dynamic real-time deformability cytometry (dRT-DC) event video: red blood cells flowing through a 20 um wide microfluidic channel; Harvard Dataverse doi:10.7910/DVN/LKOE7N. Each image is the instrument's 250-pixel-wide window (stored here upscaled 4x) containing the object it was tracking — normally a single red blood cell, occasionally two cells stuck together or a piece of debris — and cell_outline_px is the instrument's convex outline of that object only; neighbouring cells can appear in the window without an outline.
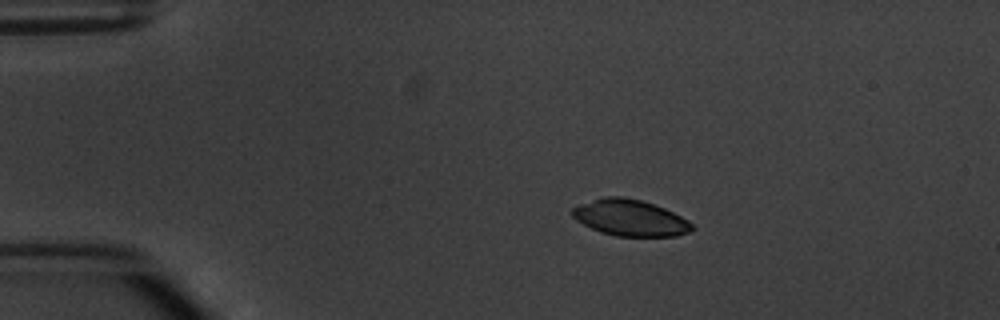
{"species": "common noctule bat (a hibernating species)", "species_latin": "Nyctalus noctula", "temperature_condition": "warm", "stored_images_in_passage": 9, "camera_frame_rate_fps": 3000, "um_per_image_px": 0.085, "animal": {"sex": "male", "body_mass_g": 20.1, "forearm_length_mm": 53.5}, "frame": {"image": 1, "passage_image": 2, "time_ms": 1.333, "image_size_px": [1000, 320], "cell_outline_px": [[696, 228], [688, 232], [676, 236], [616, 236], [600, 232], [576, 220], [568, 212], [572, 208], [580, 204], [604, 196], [624, 196], [640, 200], [664, 208], [688, 220]], "centroid_in_image_um": [53.53, 18.51], "position_along_channel_um": 31.5, "area_um2": 25.32}}
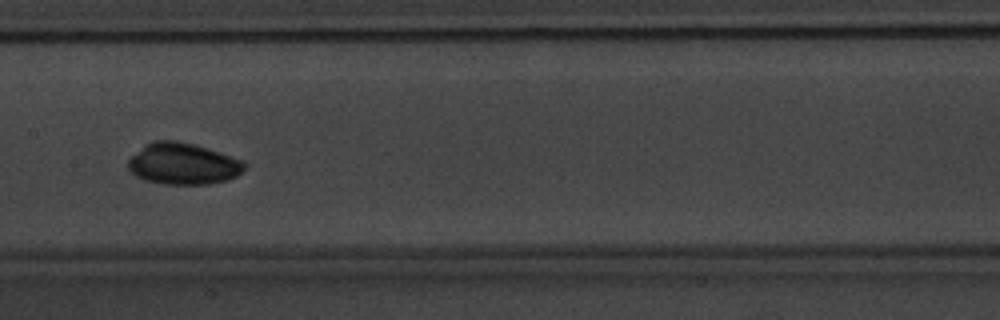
{"frame": {"image": 2, "passage_image": 7, "time_ms": 7.0, "image_size_px": [1000, 320], "cell_outline_px": [[248, 164], [236, 176], [228, 180], [208, 184], [164, 184], [144, 180], [136, 176], [128, 168], [128, 160], [132, 156], [148, 144], [156, 140], [176, 140], [208, 148], [244, 160]], "centroid_in_image_um": [15.6, 13.93], "position_along_channel_um": 191.8, "area_um2": 27.98}}
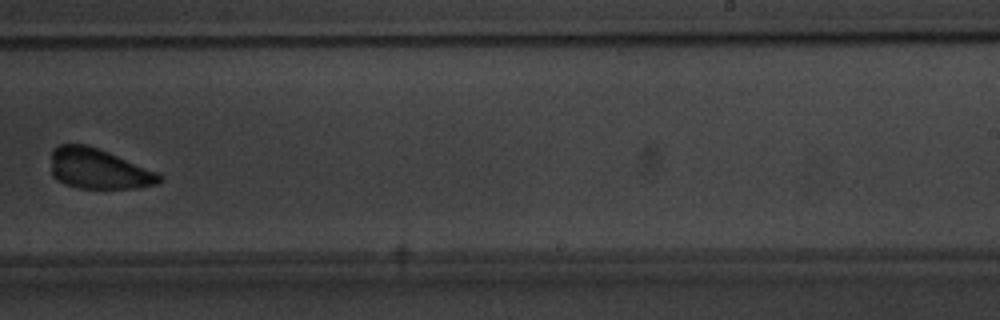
{"frame": {"image": 3, "passage_image": 9, "time_ms": 9.333, "image_size_px": [1000, 320], "cell_outline_px": [[164, 180], [156, 184], [136, 188], [80, 188], [64, 184], [56, 180], [52, 176], [52, 148], [60, 144], [84, 144], [108, 152], [156, 172], [164, 176]], "centroid_in_image_um": [8.36, 14.36], "position_along_channel_um": 280.6, "area_um2": 25.32}}